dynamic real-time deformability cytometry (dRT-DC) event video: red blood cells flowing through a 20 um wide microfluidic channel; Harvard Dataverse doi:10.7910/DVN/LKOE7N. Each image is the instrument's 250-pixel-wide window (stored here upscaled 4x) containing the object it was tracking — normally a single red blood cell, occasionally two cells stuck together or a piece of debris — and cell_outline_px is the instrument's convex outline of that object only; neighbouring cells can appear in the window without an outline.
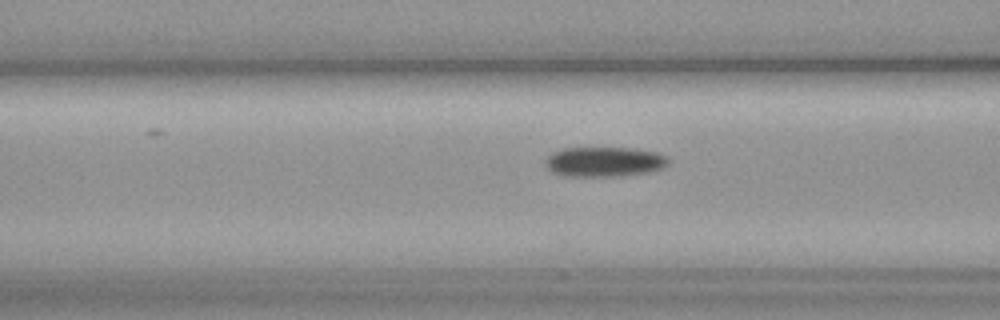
{"species": "common noctule bat (a hibernating species)", "species_latin": "Nyctalus noctula", "temperature_condition": "cold", "stored_images_in_passage": 23, "camera_frame_rate_fps": 3000, "um_per_image_px": 0.085, "animal": {"sex": "female", "body_mass_g": 19.3, "forearm_length_mm": 54.1}, "frame": {"image": 1, "passage_image": 17, "time_ms": 5.333, "image_size_px": [1000, 320], "cell_outline_px": [[668, 164], [664, 168], [648, 172], [616, 176], [560, 176], [552, 172], [544, 164], [544, 160], [552, 152], [564, 148], [632, 148], [656, 152], [668, 156]], "centroid_in_image_um": [51.34, 13.75], "position_along_channel_um": 115.3, "area_um2": 21.56}}